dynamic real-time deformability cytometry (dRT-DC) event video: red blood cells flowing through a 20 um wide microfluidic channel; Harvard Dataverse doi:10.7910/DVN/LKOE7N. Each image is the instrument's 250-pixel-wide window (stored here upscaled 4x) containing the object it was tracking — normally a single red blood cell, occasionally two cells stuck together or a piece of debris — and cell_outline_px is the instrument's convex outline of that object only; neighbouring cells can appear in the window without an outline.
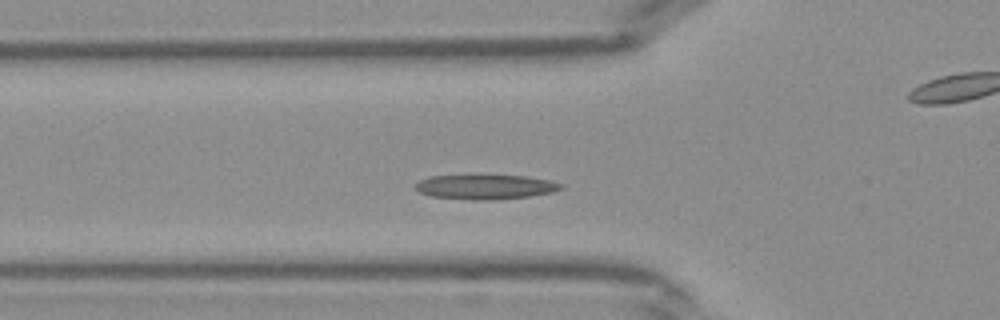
{"species": "Egyptian fruit bat (a non-hibernating species)", "species_latin": "Rousettus aegyptiacus", "temperature_condition": "warm", "stored_images_in_passage": 38, "camera_frame_rate_fps": 3000, "um_per_image_px": 0.085, "frame": {"image": 1, "passage_image": 10, "time_ms": 3.0, "image_size_px": [1000, 320], "cell_outline_px": [[564, 188], [552, 192], [528, 196], [492, 200], [484, 200], [432, 196], [420, 192], [412, 188], [420, 180], [428, 176], [524, 176], [548, 180], [564, 184]], "centroid_in_image_um": [41.26, 15.89], "position_along_channel_um": 84.5, "area_um2": 20.46}}
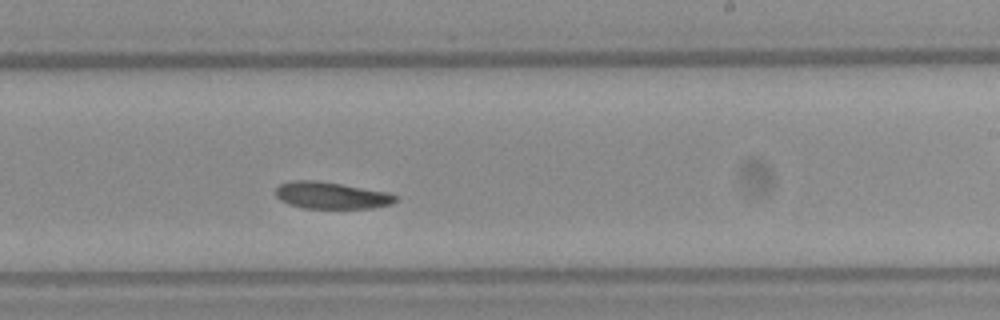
{"frame": {"image": 2, "passage_image": 21, "time_ms": 6.667, "image_size_px": [1000, 320], "cell_outline_px": [[396, 200], [392, 204], [372, 208], [300, 208], [288, 204], [280, 200], [276, 196], [276, 188], [280, 184], [292, 180], [316, 180], [388, 192], [396, 196]], "centroid_in_image_um": [28.13, 16.61], "position_along_channel_um": 260.9, "area_um2": 18.73}}
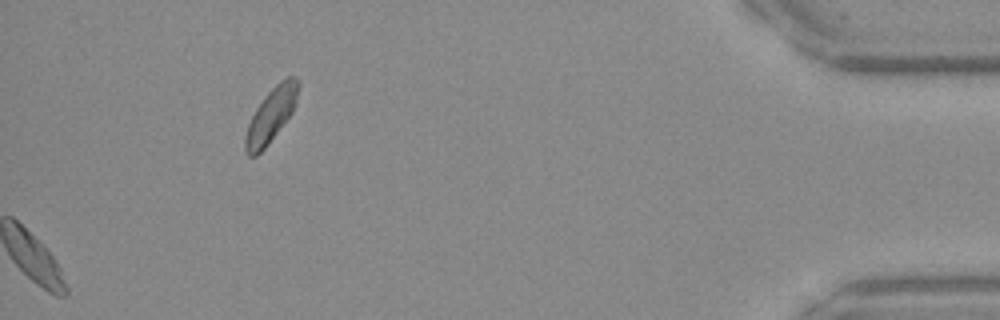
{"frame": {"image": 3, "passage_image": 38, "time_ms": 12.333, "image_size_px": [1000, 320], "cell_outline_px": [[300, 84], [296, 100], [292, 112], [264, 148], [256, 156], [248, 156], [244, 148], [244, 136], [248, 124], [256, 108], [264, 96], [280, 80], [288, 76], [292, 76], [300, 80]], "centroid_in_image_um": [23.02, 9.76], "position_along_channel_um": 412.2, "area_um2": 16.47}}